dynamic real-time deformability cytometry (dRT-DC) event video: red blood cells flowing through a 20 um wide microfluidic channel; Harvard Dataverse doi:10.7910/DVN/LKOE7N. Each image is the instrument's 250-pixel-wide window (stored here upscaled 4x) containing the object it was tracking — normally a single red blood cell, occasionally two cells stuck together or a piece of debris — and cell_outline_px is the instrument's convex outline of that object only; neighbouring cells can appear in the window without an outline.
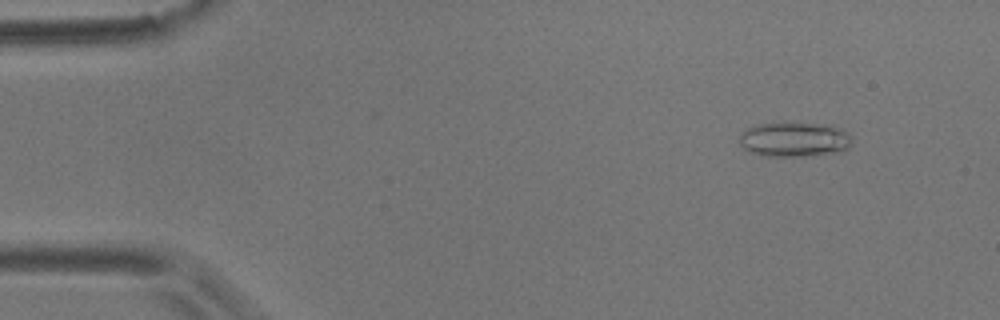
{"species": "common noctule bat (a hibernating species)", "species_latin": "Nyctalus noctula", "temperature_condition": "room temperature", "stored_images_in_passage": 55, "camera_frame_rate_fps": 3000, "um_per_image_px": 0.085, "animal": {"sex": "male", "body_mass_g": 17.9}, "frame": {"image": 1, "passage_image": 5, "time_ms": 1.333, "image_size_px": [1000, 320], "cell_outline_px": [[852, 144], [844, 152], [808, 156], [760, 156], [748, 152], [740, 144], [740, 132], [744, 128], [756, 124], [784, 120], [832, 124], [848, 132], [852, 136]], "centroid_in_image_um": [67.53, 11.81], "position_along_channel_um": 17.5, "area_um2": 24.28}}
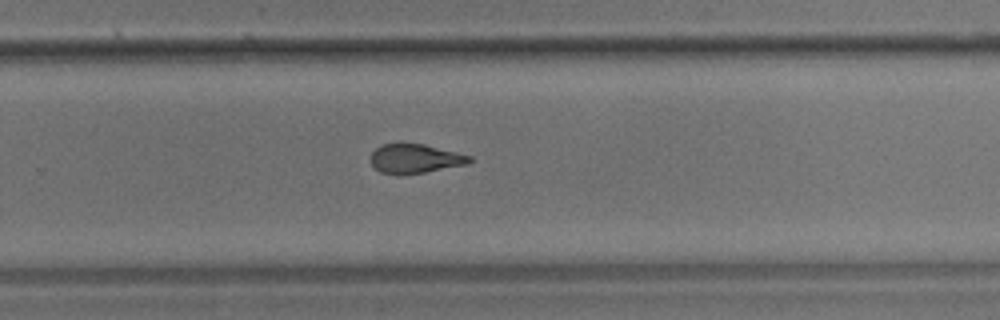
{"frame": {"image": 2, "passage_image": 36, "time_ms": 11.667, "image_size_px": [1000, 320], "cell_outline_px": [[472, 160], [468, 164], [424, 172], [400, 176], [396, 176], [380, 172], [372, 164], [372, 152], [380, 144], [424, 144], [472, 156]], "centroid_in_image_um": [35.28, 13.5], "position_along_channel_um": 294.5, "area_um2": 16.82}}
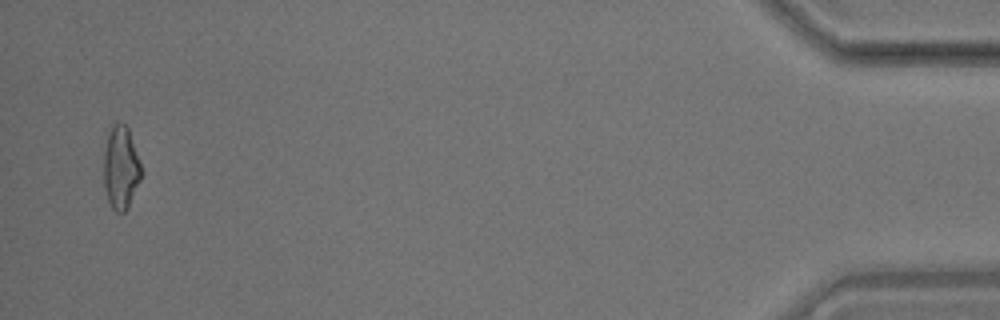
{"frame": {"image": 3, "passage_image": 54, "time_ms": 17.667, "image_size_px": [1000, 320], "cell_outline_px": [[144, 172], [128, 208], [124, 212], [116, 212], [112, 208], [108, 200], [104, 188], [104, 152], [108, 136], [112, 124], [124, 124], [128, 128]], "centroid_in_image_um": [10.29, 14.29], "position_along_channel_um": 424.9, "area_um2": 18.21}, "authors_computed_cell_mechanics": {"area_um2": 17.918, "velocity_mm_per_s": 3.5764, "shape_relaxation_time_tau1_ms": 8.0815, "shape_relaxation_time_tau2_ms": 2.1854, "deformation_change_tau1": 0.2109, "deformation_change_tau2": 0.095}}